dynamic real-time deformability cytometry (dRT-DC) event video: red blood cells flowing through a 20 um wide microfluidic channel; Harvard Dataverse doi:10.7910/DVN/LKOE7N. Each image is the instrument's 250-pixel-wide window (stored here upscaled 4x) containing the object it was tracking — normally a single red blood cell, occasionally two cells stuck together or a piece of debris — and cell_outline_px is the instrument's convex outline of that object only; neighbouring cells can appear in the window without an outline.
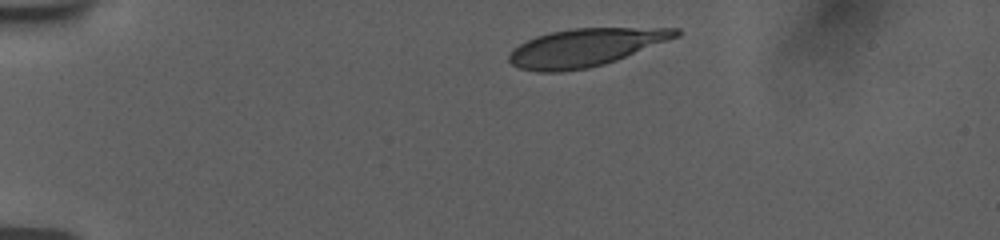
{"species": "human", "species_latin": "Homo sapiens", "temperature_condition": "room temperature", "stored_images_in_passage": 37, "camera_frame_rate_fps": 3000, "um_per_image_px": 0.085, "donor": {"sex": "female"}, "frame": {"image": 1, "passage_image": 1, "time_ms": 0.0, "image_size_px": [1000, 240], "cell_outline_px": [[680, 36], [616, 60], [604, 64], [588, 68], [560, 72], [536, 72], [520, 68], [512, 64], [508, 60], [508, 56], [512, 48], [536, 36], [552, 32], [572, 28], [680, 28]], "centroid_in_image_um": [49.74, 4.04], "position_along_channel_um": 35.3, "area_um2": 36.65}}
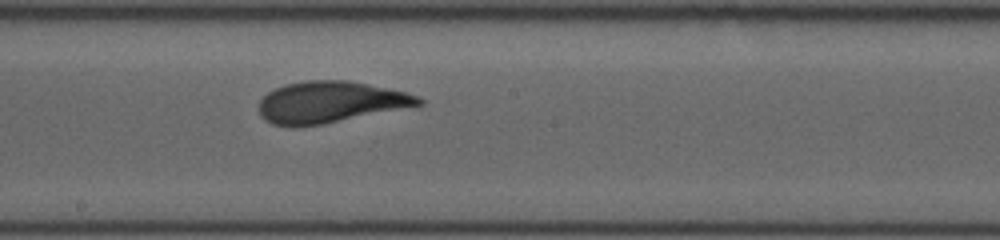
{"frame": {"image": 2, "passage_image": 21, "time_ms": 6.667, "image_size_px": [1000, 240], "cell_outline_px": [[424, 104], [416, 108], [324, 124], [300, 128], [292, 128], [272, 124], [264, 120], [260, 116], [260, 100], [268, 92], [284, 84], [304, 80], [348, 80], [408, 92], [420, 96], [424, 100]], "centroid_in_image_um": [28.16, 8.71], "position_along_channel_um": 220.0, "area_um2": 39.88}}
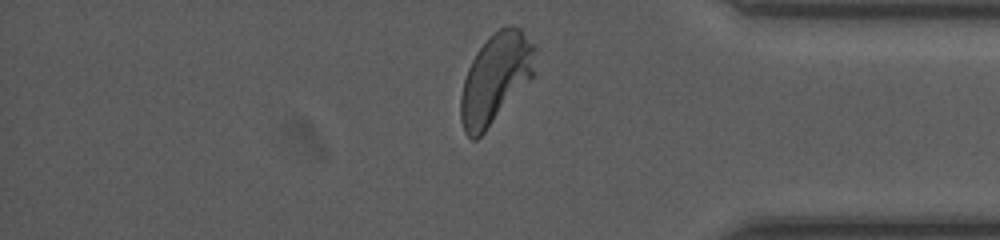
{"frame": {"image": 3, "passage_image": 36, "time_ms": 11.667, "image_size_px": [1000, 240], "cell_outline_px": [[536, 48], [532, 76], [484, 132], [476, 140], [472, 140], [464, 132], [460, 120], [460, 96], [464, 80], [468, 68], [476, 52], [488, 36], [500, 28], [512, 24], [520, 28], [536, 44]], "centroid_in_image_um": [42.1, 6.62], "position_along_channel_um": 393.1, "area_um2": 38.61}, "authors_computed_cell_mechanics": {"area_um2": 38.6104, "velocity_mm_per_s": 3.7553, "shape_relaxation_time_tau1_ms": 4.119, "shape_relaxation_time_tau2_ms": null, "deformation_change_tau1": 0.1696, "deformation_change_tau2": null}}